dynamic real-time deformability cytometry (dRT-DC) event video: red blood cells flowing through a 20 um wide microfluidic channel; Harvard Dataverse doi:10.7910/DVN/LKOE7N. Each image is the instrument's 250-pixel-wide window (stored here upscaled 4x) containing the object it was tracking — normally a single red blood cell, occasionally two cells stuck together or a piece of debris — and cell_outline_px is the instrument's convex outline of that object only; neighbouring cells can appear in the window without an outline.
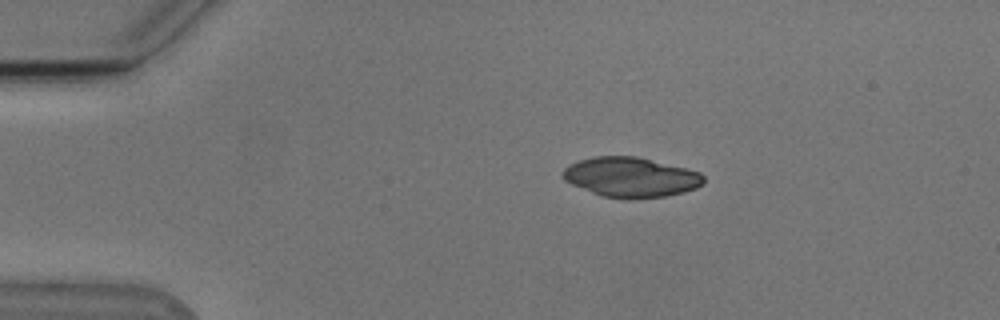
{"species": "Egyptian fruit bat (a non-hibernating species)", "species_latin": "Rousettus aegyptiacus", "temperature_condition": "cold", "stored_images_in_passage": 6, "camera_frame_rate_fps": 3000, "um_per_image_px": 0.085, "animal": {"sex": "male"}, "frame": {"image": 1, "passage_image": 1, "time_ms": 0.0, "image_size_px": [1000, 320], "cell_outline_px": [[704, 184], [696, 188], [684, 192], [664, 196], [632, 200], [604, 196], [592, 192], [572, 184], [564, 180], [560, 176], [564, 168], [568, 164], [592, 156], [636, 156], [700, 172], [704, 176]], "centroid_in_image_um": [53.6, 15.06], "position_along_channel_um": 31.4, "area_um2": 32.77}}